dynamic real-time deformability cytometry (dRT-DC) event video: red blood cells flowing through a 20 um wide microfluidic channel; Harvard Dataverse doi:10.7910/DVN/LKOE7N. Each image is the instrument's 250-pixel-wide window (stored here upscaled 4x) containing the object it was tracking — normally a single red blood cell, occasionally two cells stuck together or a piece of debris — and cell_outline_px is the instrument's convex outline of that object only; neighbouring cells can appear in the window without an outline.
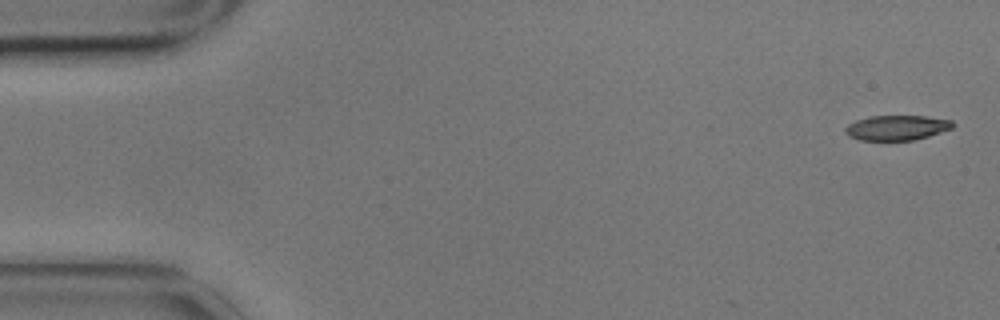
{"species": "common noctule bat (a hibernating species)", "species_latin": "Nyctalus noctula", "temperature_condition": "cold", "stored_images_in_passage": 8, "camera_frame_rate_fps": 3000, "um_per_image_px": 0.085, "animal": {"sex": "male", "body_mass_g": 17.9}, "frame": {"image": 1, "passage_image": 1, "time_ms": 0.0, "image_size_px": [1000, 320], "cell_outline_px": [[956, 124], [952, 128], [928, 136], [912, 140], [860, 140], [848, 136], [844, 132], [844, 128], [848, 124], [856, 120], [868, 116], [924, 116], [952, 120]], "centroid_in_image_um": [76.2, 10.85], "position_along_channel_um": 8.8, "area_um2": 15.66}}